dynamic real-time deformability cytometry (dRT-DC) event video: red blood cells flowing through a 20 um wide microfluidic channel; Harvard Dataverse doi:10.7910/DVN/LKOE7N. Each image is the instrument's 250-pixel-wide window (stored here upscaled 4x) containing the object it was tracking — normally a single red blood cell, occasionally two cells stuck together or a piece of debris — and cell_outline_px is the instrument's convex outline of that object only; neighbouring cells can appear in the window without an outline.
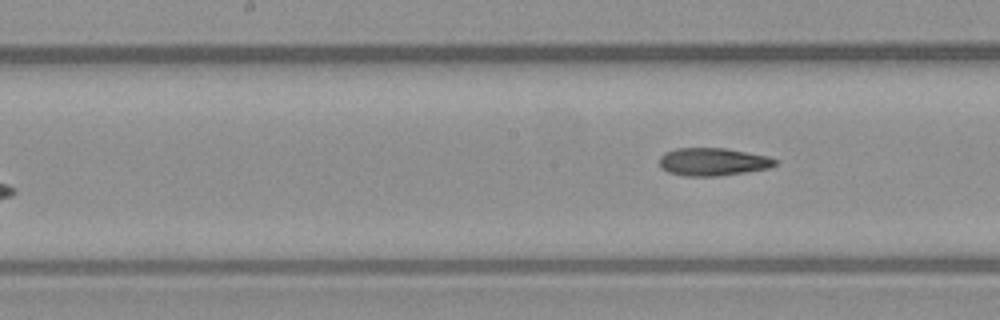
{"species": "common noctule bat (a hibernating species)", "species_latin": "Nyctalus noctula", "temperature_condition": "warm", "stored_images_in_passage": 7, "camera_frame_rate_fps": 3000, "um_per_image_px": 0.085, "animal": {"sex": "male", "body_mass_g": 23.1, "forearm_length_mm": 52.7}, "frame": {"image": 1, "passage_image": 7, "time_ms": 7.0, "image_size_px": [1000, 320], "cell_outline_px": [[776, 164], [768, 168], [744, 172], [716, 176], [684, 176], [668, 172], [660, 164], [660, 156], [664, 152], [676, 148], [724, 148], [768, 156], [776, 160]], "centroid_in_image_um": [60.57, 13.75], "position_along_channel_um": 187.6, "area_um2": 18.55}}